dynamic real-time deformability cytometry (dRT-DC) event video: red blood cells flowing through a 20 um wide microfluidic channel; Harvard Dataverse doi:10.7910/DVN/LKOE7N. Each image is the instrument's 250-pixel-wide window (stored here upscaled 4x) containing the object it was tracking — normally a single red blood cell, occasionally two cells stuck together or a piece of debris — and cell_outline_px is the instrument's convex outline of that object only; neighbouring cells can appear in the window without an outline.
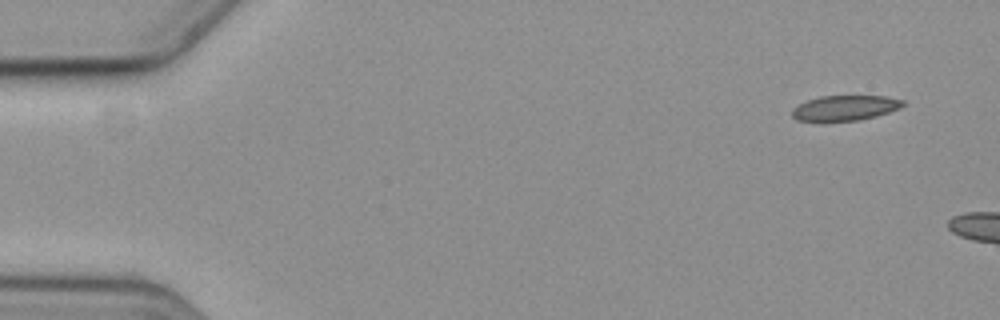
{"species": "common noctule bat (a hibernating species)", "species_latin": "Nyctalus noctula", "temperature_condition": "cold", "stored_images_in_passage": 5, "camera_frame_rate_fps": 3000, "um_per_image_px": 0.085, "animal": {"sex": "female", "body_mass_g": 19.3, "forearm_length_mm": 54.1}, "frame": {"image": 1, "passage_image": 1, "time_ms": 0.0, "image_size_px": [1000, 320], "cell_outline_px": [[904, 104], [900, 108], [876, 116], [860, 120], [796, 120], [792, 116], [792, 108], [808, 100], [820, 96], [884, 96], [904, 100]], "centroid_in_image_um": [71.84, 9.16], "position_along_channel_um": 13.2, "area_um2": 15.95}}